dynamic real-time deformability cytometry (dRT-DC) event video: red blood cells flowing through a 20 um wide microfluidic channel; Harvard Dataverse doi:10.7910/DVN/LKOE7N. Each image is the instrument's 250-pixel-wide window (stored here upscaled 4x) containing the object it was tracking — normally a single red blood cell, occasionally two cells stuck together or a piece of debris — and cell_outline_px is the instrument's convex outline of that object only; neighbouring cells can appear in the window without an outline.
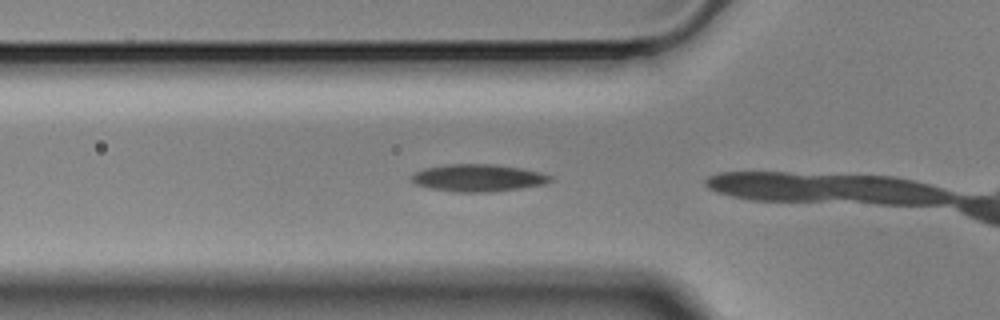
{"species": "Egyptian fruit bat (a non-hibernating species)", "species_latin": "Rousettus aegyptiacus", "temperature_condition": "cold", "stored_images_in_passage": 5, "camera_frame_rate_fps": 3000, "um_per_image_px": 0.085, "animal": {"sex": "male"}, "frame": {"image": 1, "passage_image": 3, "time_ms": 0.667, "image_size_px": [1000, 320], "cell_outline_px": [[552, 180], [544, 184], [520, 188], [488, 192], [456, 192], [432, 188], [416, 184], [412, 180], [412, 176], [416, 172], [424, 168], [448, 164], [496, 164], [520, 168], [540, 172], [552, 176]], "centroid_in_image_um": [40.66, 15.11], "position_along_channel_um": 85.1, "area_um2": 21.85}}